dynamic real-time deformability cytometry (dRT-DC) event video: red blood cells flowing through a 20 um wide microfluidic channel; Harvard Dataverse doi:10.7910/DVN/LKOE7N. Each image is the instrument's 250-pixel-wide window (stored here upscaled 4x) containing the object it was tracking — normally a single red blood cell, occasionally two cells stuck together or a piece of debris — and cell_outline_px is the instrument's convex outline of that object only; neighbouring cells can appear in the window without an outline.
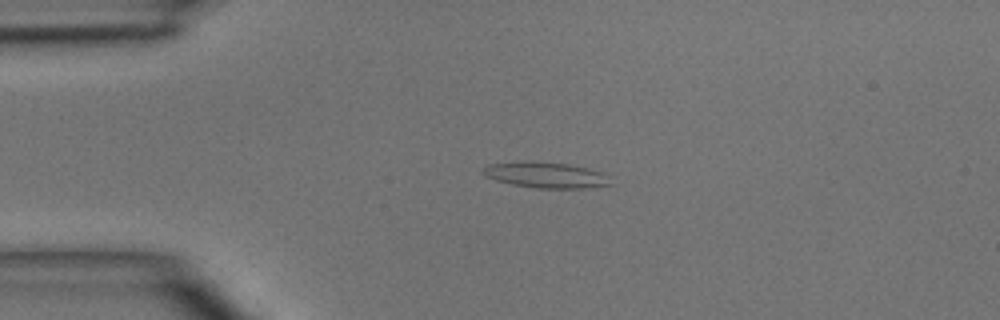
{"species": "common noctule bat (a hibernating species)", "species_latin": "Nyctalus noctula", "temperature_condition": "room temperature", "stored_images_in_passage": 4, "camera_frame_rate_fps": 3000, "um_per_image_px": 0.085, "animal": {"sex": "male", "body_mass_g": 15.6}, "frame": {"image": 1, "passage_image": 3, "time_ms": 2.0, "image_size_px": [1000, 320], "cell_outline_px": [[612, 184], [584, 188], [540, 188], [512, 184], [496, 180], [480, 172], [484, 168], [492, 164], [568, 164], [600, 172]], "centroid_in_image_um": [46.42, 14.93], "position_along_channel_um": 38.6, "area_um2": 17.57}}